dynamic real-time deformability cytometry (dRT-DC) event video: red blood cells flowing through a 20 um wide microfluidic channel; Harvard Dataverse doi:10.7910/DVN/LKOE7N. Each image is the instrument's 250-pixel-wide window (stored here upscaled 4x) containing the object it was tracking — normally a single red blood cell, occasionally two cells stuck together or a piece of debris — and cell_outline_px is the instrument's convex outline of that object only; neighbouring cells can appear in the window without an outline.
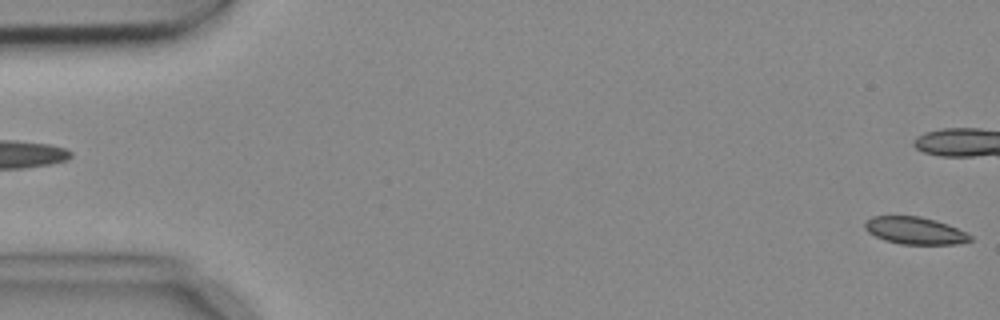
{"species": "common noctule bat (a hibernating species)", "species_latin": "Nyctalus noctula", "temperature_condition": "cold", "stored_images_in_passage": 5, "segment_of_instrument_passage": [2, 2], "camera_frame_rate_fps": 3000, "um_per_image_px": 0.085, "animal": {"sex": "female", "body_mass_g": 18.4}, "frame": {"image": 1, "passage_image": 5, "time_ms": 1.333, "image_size_px": [1000, 320], "cell_outline_px": [[972, 240], [956, 244], [900, 244], [884, 240], [868, 232], [864, 228], [864, 224], [872, 216], [920, 216], [936, 220], [948, 224], [972, 236]], "centroid_in_image_um": [77.76, 19.6], "position_along_channel_um": 7.2, "area_um2": 16.65}}